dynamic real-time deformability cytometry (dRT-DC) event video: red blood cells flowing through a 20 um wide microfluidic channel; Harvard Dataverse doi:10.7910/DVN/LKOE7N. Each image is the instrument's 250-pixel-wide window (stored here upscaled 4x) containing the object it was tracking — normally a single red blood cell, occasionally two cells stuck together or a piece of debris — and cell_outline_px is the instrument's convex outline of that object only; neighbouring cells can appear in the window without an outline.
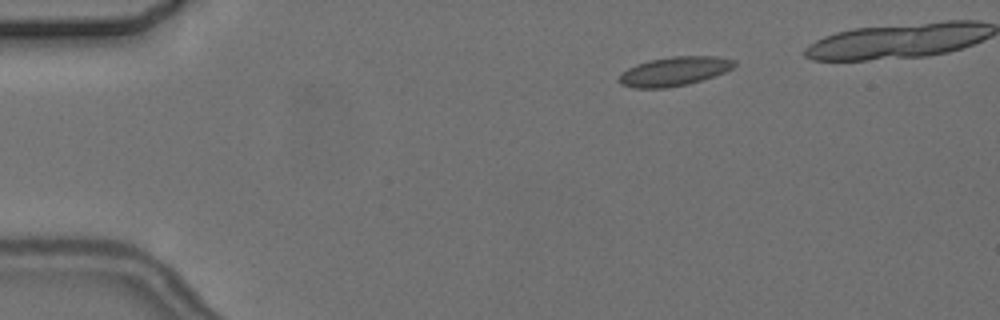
{"species": "common noctule bat (a hibernating species)", "species_latin": "Nyctalus noctula", "temperature_condition": "cold", "stored_images_in_passage": 4, "camera_frame_rate_fps": 3000, "um_per_image_px": 0.085, "animal": {"sex": "female", "body_mass_g": 24.6, "forearm_length_mm": 56.2}, "frame": {"image": 1, "passage_image": 1, "time_ms": 0.0, "image_size_px": [1000, 320], "cell_outline_px": [[736, 64], [732, 68], [724, 72], [688, 84], [668, 88], [632, 88], [620, 84], [616, 80], [628, 68], [636, 64], [648, 60], [672, 56], [716, 56], [736, 60]], "centroid_in_image_um": [57.28, 6.06], "position_along_channel_um": 27.7, "area_um2": 19.54}}